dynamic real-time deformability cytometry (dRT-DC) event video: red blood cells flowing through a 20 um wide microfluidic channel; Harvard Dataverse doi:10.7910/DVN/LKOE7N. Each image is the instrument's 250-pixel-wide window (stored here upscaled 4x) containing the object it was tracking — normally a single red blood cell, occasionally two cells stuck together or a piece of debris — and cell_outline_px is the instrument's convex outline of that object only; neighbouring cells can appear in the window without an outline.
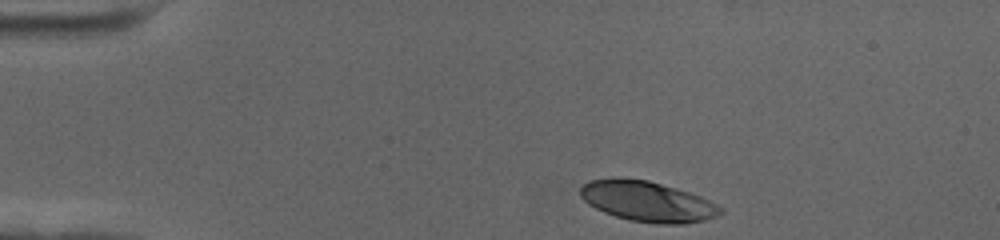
{"species": "human", "species_latin": "Homo sapiens", "temperature_condition": "cold", "stored_images_in_passage": 39, "camera_frame_rate_fps": 3000, "um_per_image_px": 0.085, "donor": {"sex": "female"}, "frame": {"image": 1, "passage_image": 1, "time_ms": 0.0, "image_size_px": [1000, 240], "cell_outline_px": [[724, 212], [716, 216], [704, 220], [684, 224], [656, 224], [628, 220], [604, 212], [588, 204], [580, 196], [580, 188], [588, 180], [616, 176], [620, 176], [648, 180], [676, 188], [700, 196], [724, 208]], "centroid_in_image_um": [55.0, 17.1], "position_along_channel_um": 30.0, "area_um2": 33.35}}
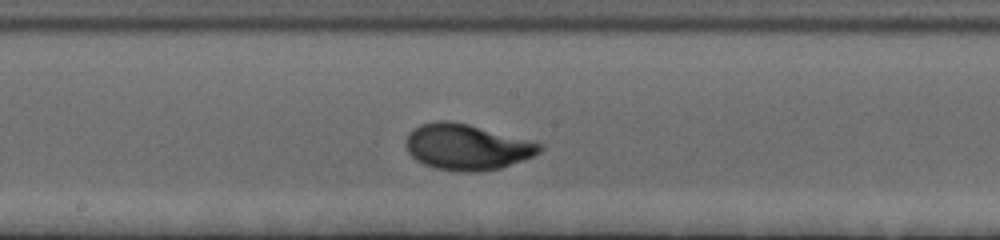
{"frame": {"image": 2, "passage_image": 22, "time_ms": 7.0, "image_size_px": [1000, 240], "cell_outline_px": [[544, 148], [540, 152], [524, 160], [500, 168], [480, 172], [456, 172], [436, 168], [424, 164], [416, 160], [408, 152], [404, 144], [408, 132], [412, 128], [420, 124], [436, 120], [448, 120], [468, 124], [544, 144]], "centroid_in_image_um": [39.65, 12.49], "position_along_channel_um": 208.5, "area_um2": 36.07}}
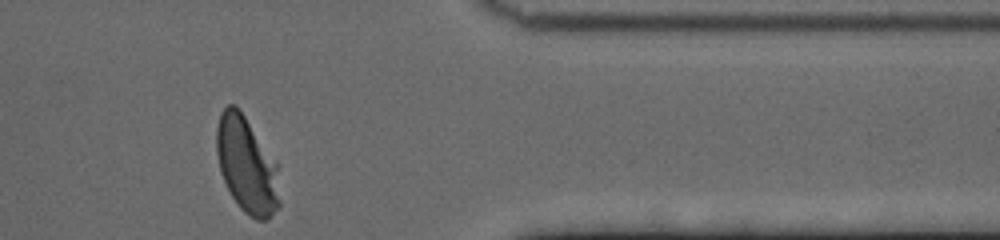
{"frame": {"image": 3, "passage_image": 39, "time_ms": 12.667, "image_size_px": [1000, 240], "cell_outline_px": [[280, 204], [268, 220], [256, 220], [248, 216], [240, 208], [232, 196], [220, 172], [216, 152], [216, 128], [220, 112], [228, 104], [236, 104], [276, 160], [280, 200]], "centroid_in_image_um": [20.96, 14.02], "position_along_channel_um": 390.4, "area_um2": 35.55}, "authors_computed_cell_mechanics": {"area_um2": 34.102, "velocity_mm_per_s": 3.4921, "shape_relaxation_time_tau1_ms": 2.8647, "shape_relaxation_time_tau2_ms": null, "deformation_change_tau1": 0.1905, "deformation_change_tau2": null}}